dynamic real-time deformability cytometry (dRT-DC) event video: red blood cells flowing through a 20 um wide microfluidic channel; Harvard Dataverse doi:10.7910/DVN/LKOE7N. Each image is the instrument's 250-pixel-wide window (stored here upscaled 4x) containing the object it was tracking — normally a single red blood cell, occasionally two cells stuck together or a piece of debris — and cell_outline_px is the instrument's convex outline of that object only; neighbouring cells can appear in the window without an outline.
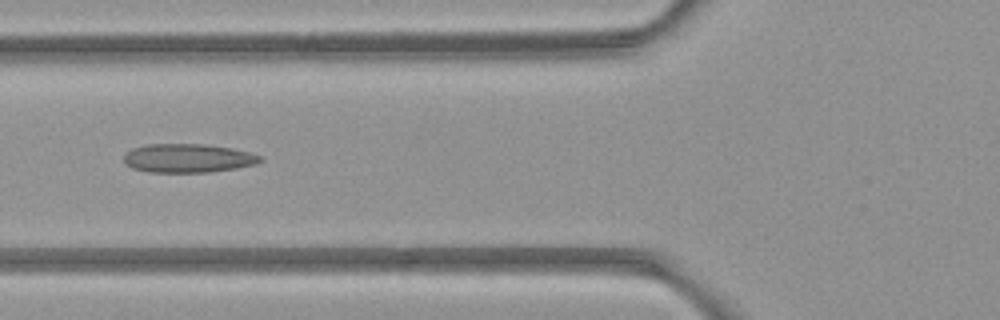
{"species": "common noctule bat (a hibernating species)", "species_latin": "Nyctalus noctula", "temperature_condition": "room temperature", "stored_images_in_passage": 5, "camera_frame_rate_fps": 3000, "um_per_image_px": 0.085, "animal": {"sex": "female", "body_mass_g": 21.9}, "frame": {"image": 1, "passage_image": 4, "time_ms": 3.333, "image_size_px": [1000, 320], "cell_outline_px": [[264, 160], [256, 164], [236, 168], [208, 172], [148, 172], [132, 168], [124, 160], [124, 156], [132, 148], [148, 144], [204, 144], [232, 148], [264, 156]], "centroid_in_image_um": [16.02, 13.44], "position_along_channel_um": 109.8, "area_um2": 22.83}}
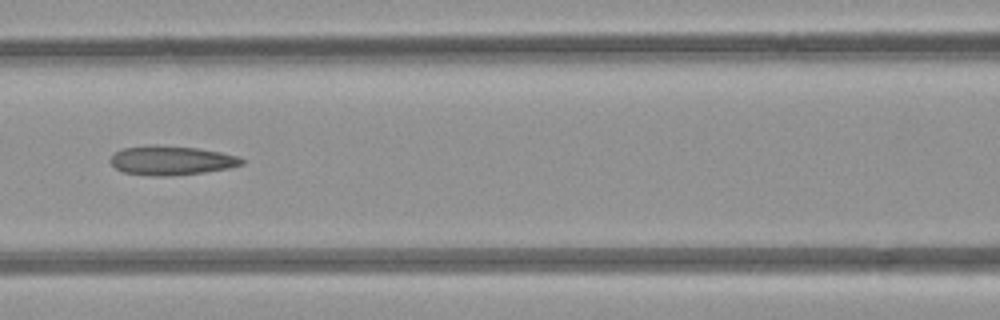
{"frame": {"image": 2, "passage_image": 5, "time_ms": 4.333, "image_size_px": [1000, 320], "cell_outline_px": [[244, 164], [228, 168], [204, 172], [168, 176], [152, 176], [124, 172], [116, 168], [108, 160], [116, 152], [124, 148], [152, 144], [196, 148], [220, 152], [236, 156], [244, 160]], "centroid_in_image_um": [14.54, 13.63], "position_along_channel_um": 152.1, "area_um2": 22.2}}